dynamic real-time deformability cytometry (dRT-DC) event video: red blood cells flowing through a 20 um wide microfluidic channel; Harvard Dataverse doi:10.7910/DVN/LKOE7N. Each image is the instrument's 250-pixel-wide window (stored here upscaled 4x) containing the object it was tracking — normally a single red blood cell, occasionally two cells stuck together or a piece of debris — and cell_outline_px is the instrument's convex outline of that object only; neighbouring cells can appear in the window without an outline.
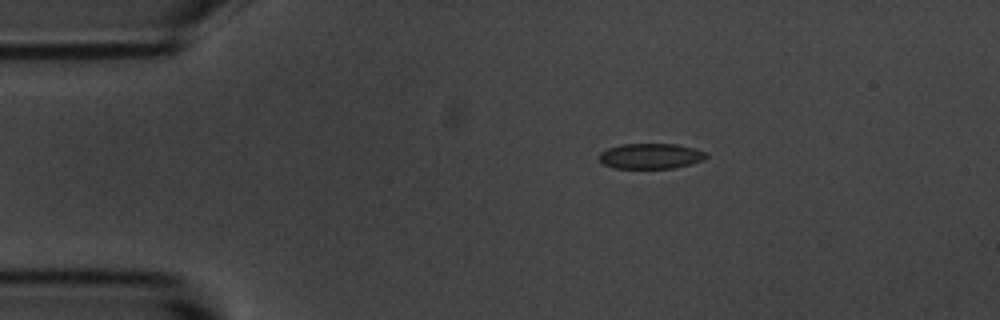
{"species": "common noctule bat (a hibernating species)", "species_latin": "Nyctalus noctula", "temperature_condition": "room temperature", "stored_images_in_passage": 5, "camera_frame_rate_fps": 3000, "um_per_image_px": 0.085, "animal": {"sex": "male", "body_mass_g": 20.1, "forearm_length_mm": 53.5}, "frame": {"image": 1, "passage_image": 1, "time_ms": 0.0, "image_size_px": [1000, 320], "cell_outline_px": [[708, 156], [700, 160], [676, 168], [616, 168], [604, 164], [596, 156], [600, 152], [608, 148], [624, 144], [676, 144], [692, 148], [704, 152]], "centroid_in_image_um": [55.24, 13.26], "position_along_channel_um": 29.8, "area_um2": 15.61}}
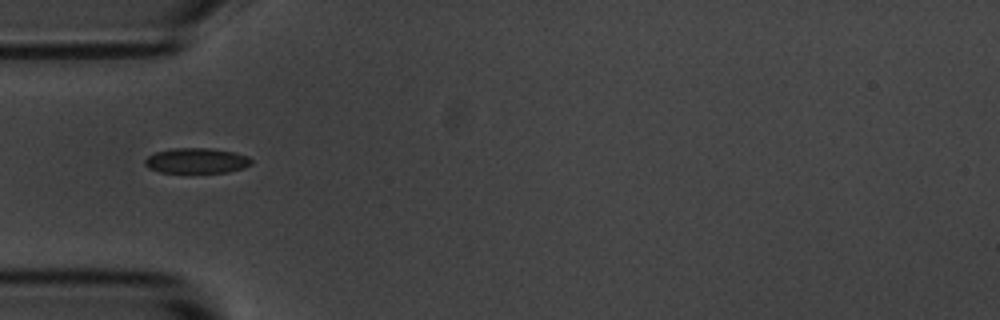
{"frame": {"image": 2, "passage_image": 3, "time_ms": 2.333, "image_size_px": [1000, 320], "cell_outline_px": [[252, 164], [244, 168], [228, 172], [188, 176], [160, 172], [148, 168], [144, 164], [144, 160], [148, 156], [156, 152], [172, 148], [212, 148], [232, 152], [248, 156], [252, 160]], "centroid_in_image_um": [16.68, 13.72], "position_along_channel_um": 68.3, "area_um2": 16.65}}
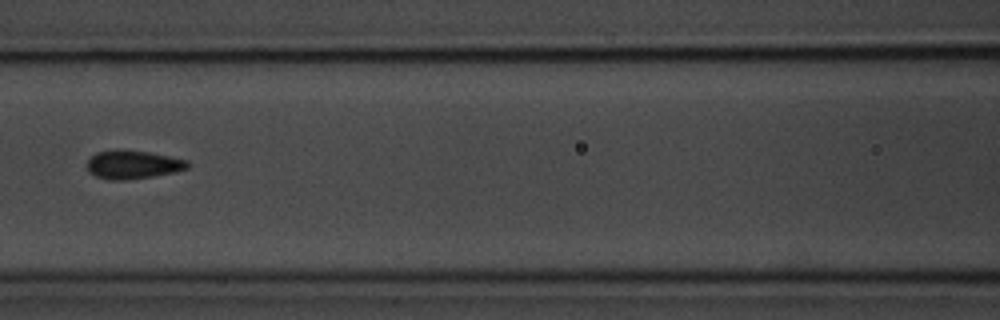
{"frame": {"image": 3, "passage_image": 5, "time_ms": 4.667, "image_size_px": [1000, 320], "cell_outline_px": [[188, 168], [176, 172], [152, 176], [124, 180], [108, 180], [96, 176], [88, 172], [88, 160], [96, 152], [148, 152], [188, 160]], "centroid_in_image_um": [11.32, 14.03], "position_along_channel_um": 155.3, "area_um2": 16.01}}